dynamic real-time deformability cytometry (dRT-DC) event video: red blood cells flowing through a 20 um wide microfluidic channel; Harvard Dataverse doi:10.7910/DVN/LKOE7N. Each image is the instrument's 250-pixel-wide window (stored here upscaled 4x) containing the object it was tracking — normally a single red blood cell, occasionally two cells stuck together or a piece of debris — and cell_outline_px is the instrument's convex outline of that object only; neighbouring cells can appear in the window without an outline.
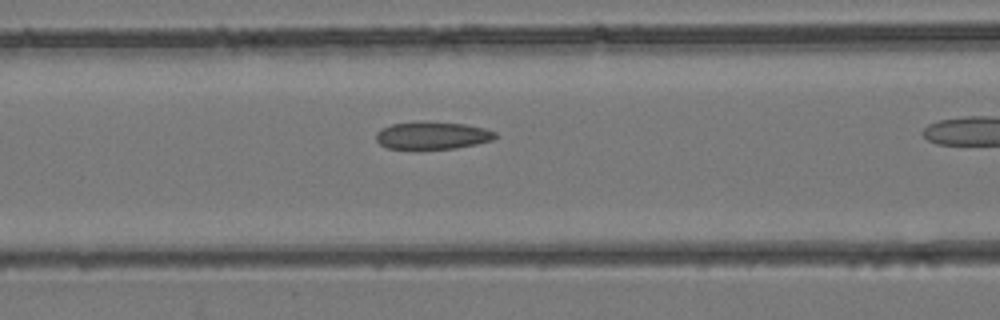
{"species": "common noctule bat (a hibernating species)", "species_latin": "Nyctalus noctula", "temperature_condition": "room temperature", "stored_images_in_passage": 17, "camera_frame_rate_fps": 3000, "um_per_image_px": 0.085, "animal": {"sex": "female", "body_mass_g": 24.6, "forearm_length_mm": 56.2}, "frame": {"image": 1, "passage_image": 7, "time_ms": 2.0, "image_size_px": [1000, 320], "cell_outline_px": [[496, 136], [492, 140], [476, 144], [456, 148], [388, 148], [380, 144], [376, 140], [376, 132], [392, 124], [464, 124], [484, 128], [496, 132]], "centroid_in_image_um": [36.78, 11.55], "position_along_channel_um": 129.8, "area_um2": 17.98}}
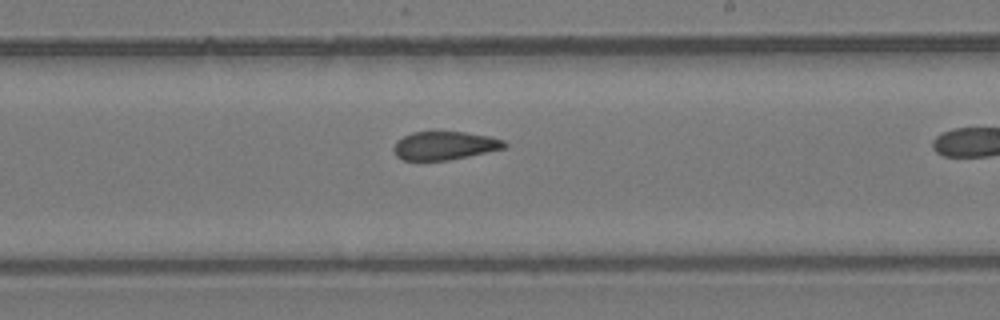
{"frame": {"image": 2, "passage_image": 14, "time_ms": 4.333, "image_size_px": [1000, 320], "cell_outline_px": [[508, 144], [504, 148], [468, 156], [448, 160], [404, 160], [396, 156], [392, 148], [396, 140], [412, 132], [464, 132], [492, 136], [504, 140]], "centroid_in_image_um": [37.78, 12.37], "position_along_channel_um": 251.2, "area_um2": 18.32}}
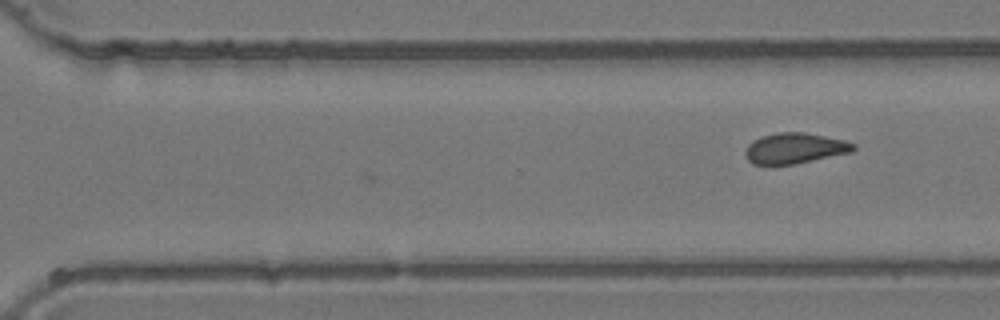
{"frame": {"image": 3, "passage_image": 17, "time_ms": 5.333, "image_size_px": [1000, 320], "cell_outline_px": [[856, 148], [852, 152], [792, 164], [752, 164], [748, 160], [744, 152], [748, 144], [752, 140], [760, 136], [776, 132], [804, 132], [844, 140], [856, 144]], "centroid_in_image_um": [67.53, 12.59], "position_along_channel_um": 303.1, "area_um2": 19.25}}